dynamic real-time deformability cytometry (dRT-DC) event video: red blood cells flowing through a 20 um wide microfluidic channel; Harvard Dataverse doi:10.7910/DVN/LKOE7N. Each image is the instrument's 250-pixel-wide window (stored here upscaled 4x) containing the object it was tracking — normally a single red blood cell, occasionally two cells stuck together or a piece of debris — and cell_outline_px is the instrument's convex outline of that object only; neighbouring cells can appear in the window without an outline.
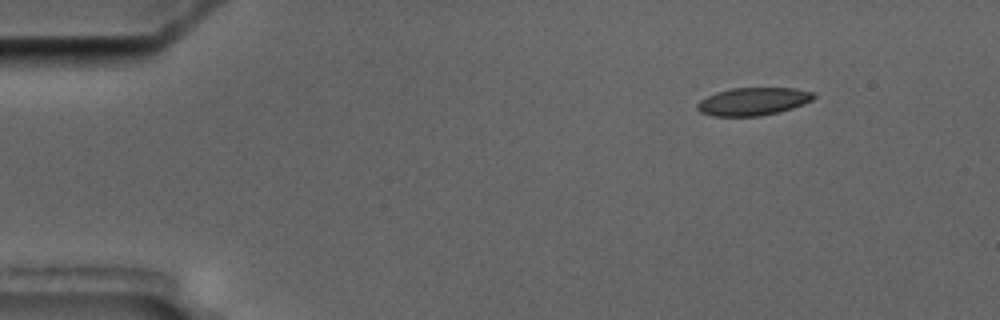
{"species": "common noctule bat (a hibernating species)", "species_latin": "Nyctalus noctula", "temperature_condition": "cold", "stored_images_in_passage": 5, "camera_frame_rate_fps": 3000, "um_per_image_px": 0.085, "animal": {"sex": "male", "body_mass_g": 17.5, "forearm_length_mm": 52.3}, "frame": {"image": 1, "passage_image": 1, "time_ms": 0.0, "image_size_px": [1000, 320], "cell_outline_px": [[816, 96], [812, 100], [804, 104], [780, 112], [760, 116], [712, 116], [700, 112], [696, 108], [696, 104], [700, 100], [716, 92], [732, 88], [796, 88], [812, 92]], "centroid_in_image_um": [64.01, 8.63], "position_along_channel_um": 21.0, "area_um2": 18.96}}
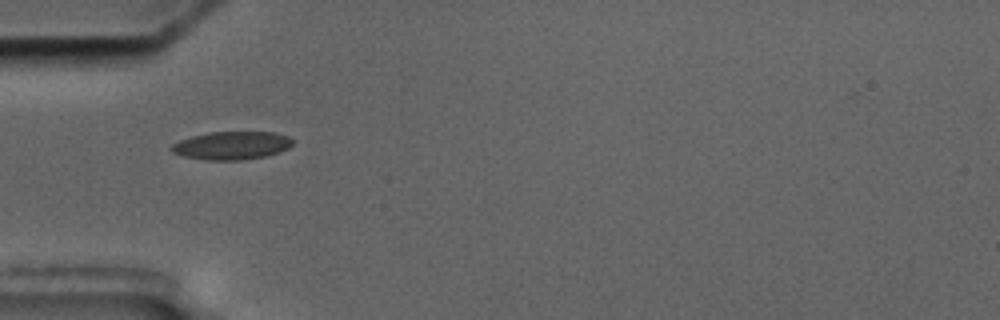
{"frame": {"image": 2, "passage_image": 4, "time_ms": 3.667, "image_size_px": [1000, 320], "cell_outline_px": [[296, 140], [288, 148], [280, 152], [264, 156], [240, 160], [208, 160], [184, 156], [172, 152], [168, 148], [172, 144], [180, 140], [192, 136], [208, 132], [276, 132], [288, 136]], "centroid_in_image_um": [19.71, 12.36], "position_along_channel_um": 65.3, "area_um2": 19.94}}
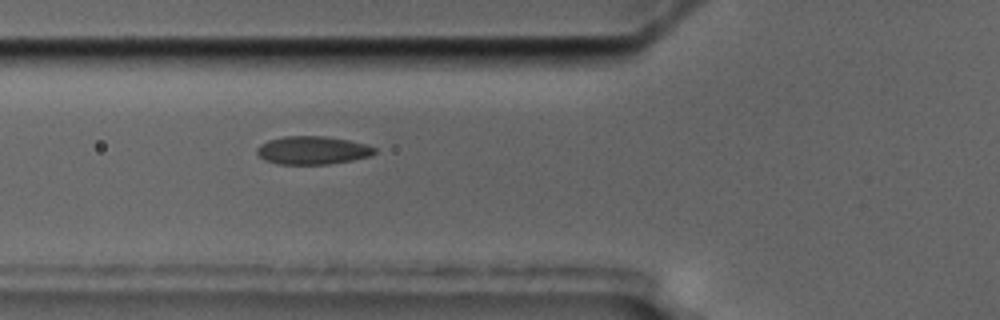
{"frame": {"image": 3, "passage_image": 5, "time_ms": 4.667, "image_size_px": [1000, 320], "cell_outline_px": [[376, 152], [372, 156], [352, 160], [328, 164], [276, 164], [264, 160], [256, 152], [256, 148], [260, 144], [268, 140], [284, 136], [324, 136], [348, 140], [364, 144], [376, 148]], "centroid_in_image_um": [26.54, 12.78], "position_along_channel_um": 99.3, "area_um2": 19.36}}